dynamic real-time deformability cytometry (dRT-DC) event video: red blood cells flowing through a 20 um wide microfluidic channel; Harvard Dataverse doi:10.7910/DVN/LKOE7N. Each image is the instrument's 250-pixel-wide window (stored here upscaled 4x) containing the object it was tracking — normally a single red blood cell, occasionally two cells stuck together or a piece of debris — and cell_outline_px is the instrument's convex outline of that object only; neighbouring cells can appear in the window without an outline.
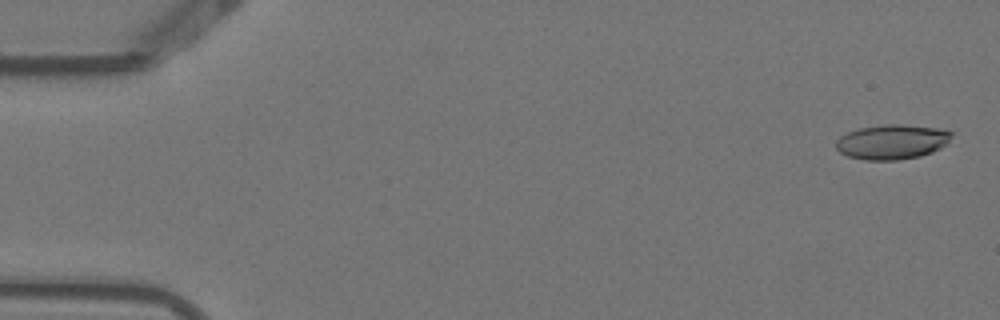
{"species": "Egyptian fruit bat (a non-hibernating species)", "species_latin": "Rousettus aegyptiacus", "temperature_condition": "warm", "stored_images_in_passage": 5, "camera_frame_rate_fps": 3000, "um_per_image_px": 0.085, "animal": {"sex": "female"}, "frame": {"image": 1, "passage_image": 1, "time_ms": 0.0, "image_size_px": [1000, 320], "cell_outline_px": [[952, 136], [948, 144], [932, 152], [920, 156], [900, 160], [864, 160], [848, 156], [840, 152], [836, 148], [836, 140], [840, 136], [848, 132], [860, 128], [884, 124], [904, 124], [940, 128], [952, 132]], "centroid_in_image_um": [75.85, 12.05], "position_along_channel_um": 9.2, "area_um2": 23.64}}